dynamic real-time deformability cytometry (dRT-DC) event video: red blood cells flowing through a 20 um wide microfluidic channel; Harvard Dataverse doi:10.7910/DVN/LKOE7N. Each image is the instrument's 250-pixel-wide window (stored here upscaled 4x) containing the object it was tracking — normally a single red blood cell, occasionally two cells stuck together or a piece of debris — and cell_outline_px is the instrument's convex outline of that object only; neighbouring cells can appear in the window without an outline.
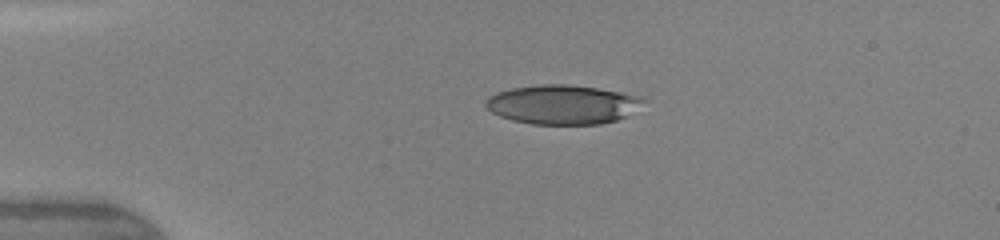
{"species": "human", "species_latin": "Homo sapiens", "temperature_condition": "warm", "stored_images_in_passage": 2, "camera_frame_rate_fps": 3000, "um_per_image_px": 0.085, "donor": {"sex": "female"}, "frame": {"image": 1, "passage_image": 1, "time_ms": 0.0, "image_size_px": [1000, 240], "cell_outline_px": [[648, 100], [628, 116], [616, 120], [600, 124], [532, 124], [512, 120], [500, 116], [492, 112], [484, 104], [484, 100], [488, 96], [496, 92], [512, 88], [540, 84], [568, 84], [596, 88], [620, 92], [640, 96]], "centroid_in_image_um": [47.82, 8.88], "position_along_channel_um": 37.2, "area_um2": 36.24}}